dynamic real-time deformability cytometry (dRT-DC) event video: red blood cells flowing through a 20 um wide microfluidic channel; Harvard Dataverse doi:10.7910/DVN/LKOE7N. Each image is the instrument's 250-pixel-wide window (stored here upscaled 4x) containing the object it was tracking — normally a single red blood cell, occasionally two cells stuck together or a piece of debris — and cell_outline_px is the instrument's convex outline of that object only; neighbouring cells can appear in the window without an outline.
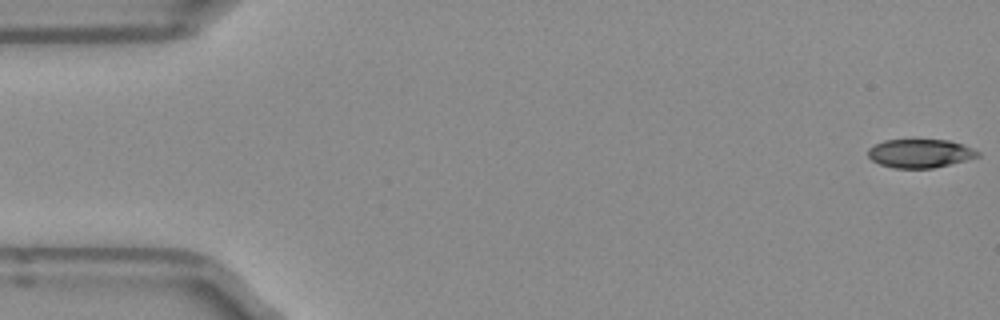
{"species": "Egyptian fruit bat (a non-hibernating species)", "species_latin": "Rousettus aegyptiacus", "temperature_condition": "room temperature", "stored_images_in_passage": 51, "camera_frame_rate_fps": 3000, "um_per_image_px": 0.085, "frame": {"image": 1, "passage_image": 1, "time_ms": 0.0, "image_size_px": [1000, 320], "cell_outline_px": [[980, 156], [932, 168], [896, 168], [880, 164], [872, 160], [868, 156], [868, 148], [884, 140], [948, 140], [964, 144], [980, 152]], "centroid_in_image_um": [78.2, 13.03], "position_along_channel_um": 6.8, "area_um2": 18.09}}
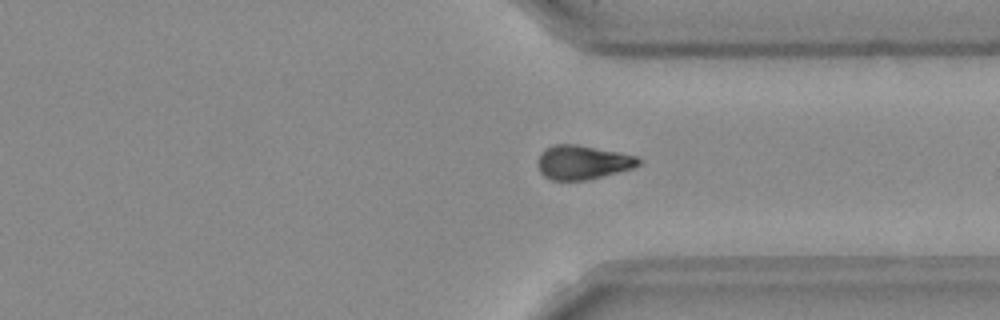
{"frame": {"image": 2, "passage_image": 38, "time_ms": 12.333, "image_size_px": [1000, 320], "cell_outline_px": [[640, 164], [632, 168], [588, 180], [552, 180], [544, 176], [540, 172], [540, 156], [544, 148], [556, 144], [576, 144], [636, 156], [640, 160]], "centroid_in_image_um": [49.52, 13.8], "position_along_channel_um": 361.9, "area_um2": 19.59}}
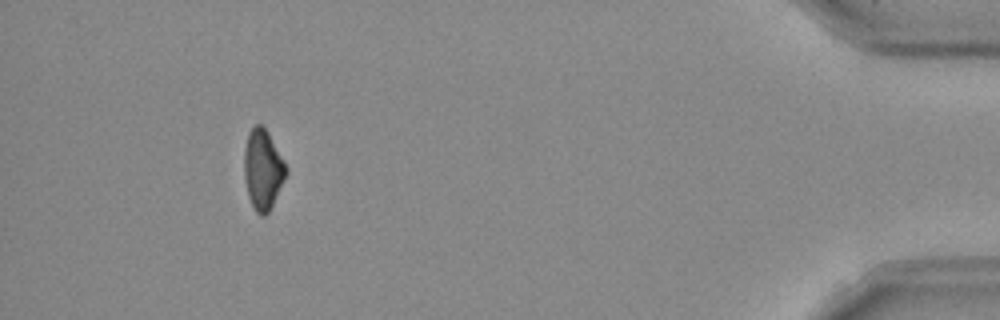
{"frame": {"image": 3, "passage_image": 47, "time_ms": 15.333, "image_size_px": [1000, 320], "cell_outline_px": [[288, 172], [268, 212], [264, 216], [260, 216], [256, 212], [248, 196], [244, 176], [244, 148], [248, 132], [252, 124], [260, 124], [268, 132], [284, 160], [288, 168]], "centroid_in_image_um": [22.33, 14.37], "position_along_channel_um": 412.9, "area_um2": 19.59}, "authors_computed_cell_mechanics": {"area_um2": 19.8832, "velocity_mm_per_s": 3.9653, "shape_relaxation_time_tau1_ms": 7.8482, "shape_relaxation_time_tau2_ms": null, "deformation_change_tau1": 0.1927, "deformation_change_tau2": null}}